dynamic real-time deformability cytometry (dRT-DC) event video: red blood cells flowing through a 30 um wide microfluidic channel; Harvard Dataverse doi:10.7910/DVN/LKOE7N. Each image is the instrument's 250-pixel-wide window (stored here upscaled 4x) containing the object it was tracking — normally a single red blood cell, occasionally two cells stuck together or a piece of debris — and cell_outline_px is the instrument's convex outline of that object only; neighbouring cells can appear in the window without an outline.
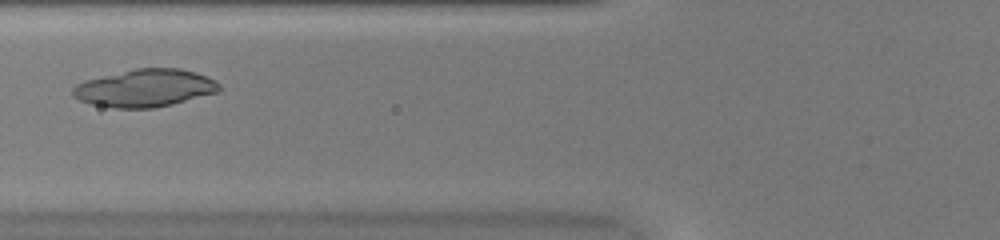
{"species": "common noctule bat (a hibernating species)", "species_latin": "Nyctalus noctula", "temperature_condition": "warm", "stored_images_in_passage": 36, "camera_frame_rate_fps": 3000, "um_per_image_px": 0.085, "animal": {"sex": "female", "body_mass_g": 20.0, "forearm_length_mm": 54.0}, "frame": {"image": 1, "passage_image": 10, "time_ms": 3.0, "image_size_px": [1000, 240], "cell_outline_px": [[220, 92], [172, 104], [152, 108], [112, 108], [92, 104], [80, 100], [72, 96], [72, 88], [76, 84], [84, 80], [136, 68], [180, 68], [196, 72], [216, 80], [220, 84]], "centroid_in_image_um": [12.33, 7.48], "position_along_channel_um": 113.5, "area_um2": 32.25}}
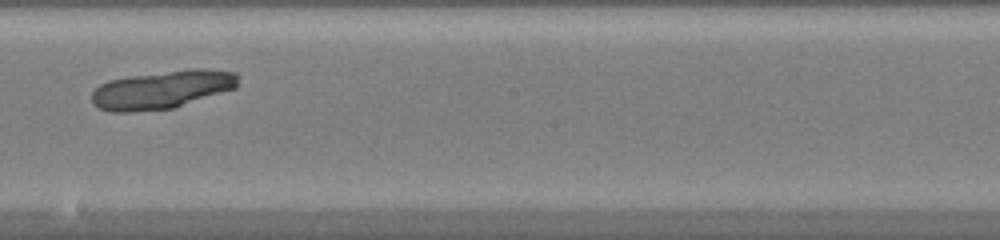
{"frame": {"image": 2, "passage_image": 19, "time_ms": 6.0, "image_size_px": [1000, 240], "cell_outline_px": [[240, 76], [236, 88], [172, 108], [132, 112], [112, 112], [100, 108], [92, 100], [92, 92], [100, 84], [108, 80], [128, 76], [192, 68], [204, 68], [236, 72]], "centroid_in_image_um": [13.8, 7.6], "position_along_channel_um": 234.4, "area_um2": 32.6}}
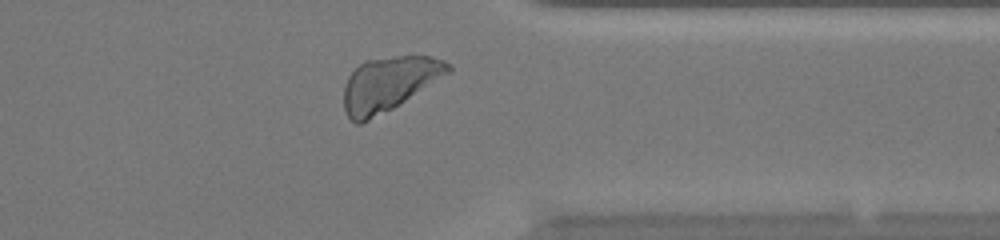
{"frame": {"image": 3, "passage_image": 30, "time_ms": 9.667, "image_size_px": [1000, 240], "cell_outline_px": [[452, 68], [448, 72], [400, 104], [360, 124], [356, 124], [348, 116], [344, 108], [344, 84], [348, 76], [364, 60], [396, 56], [432, 56], [444, 60], [452, 64]], "centroid_in_image_um": [33.03, 7.11], "position_along_channel_um": 378.4, "area_um2": 32.48}}